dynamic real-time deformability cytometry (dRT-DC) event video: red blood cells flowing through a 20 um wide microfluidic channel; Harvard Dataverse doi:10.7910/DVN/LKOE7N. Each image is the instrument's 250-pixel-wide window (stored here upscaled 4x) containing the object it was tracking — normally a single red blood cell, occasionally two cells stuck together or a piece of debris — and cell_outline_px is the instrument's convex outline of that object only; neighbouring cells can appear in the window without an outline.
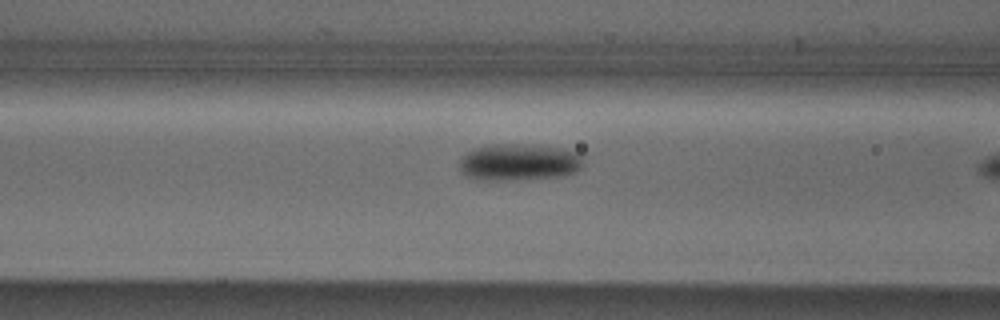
{"species": "Egyptian fruit bat (a non-hibernating species)", "species_latin": "Rousettus aegyptiacus", "temperature_condition": "cold", "stored_images_in_passage": 11, "camera_frame_rate_fps": 3000, "um_per_image_px": 0.085, "animal": {"sex": "male"}, "frame": {"image": 1, "passage_image": 10, "time_ms": 3.0, "image_size_px": [1000, 320], "cell_outline_px": [[584, 156], [580, 168], [576, 172], [560, 176], [512, 180], [476, 180], [464, 176], [460, 172], [460, 160], [468, 152], [476, 148], [496, 144], [520, 144], [560, 148], [584, 152]], "centroid_in_image_um": [44.14, 13.79], "position_along_channel_um": 122.5, "area_um2": 26.76}}